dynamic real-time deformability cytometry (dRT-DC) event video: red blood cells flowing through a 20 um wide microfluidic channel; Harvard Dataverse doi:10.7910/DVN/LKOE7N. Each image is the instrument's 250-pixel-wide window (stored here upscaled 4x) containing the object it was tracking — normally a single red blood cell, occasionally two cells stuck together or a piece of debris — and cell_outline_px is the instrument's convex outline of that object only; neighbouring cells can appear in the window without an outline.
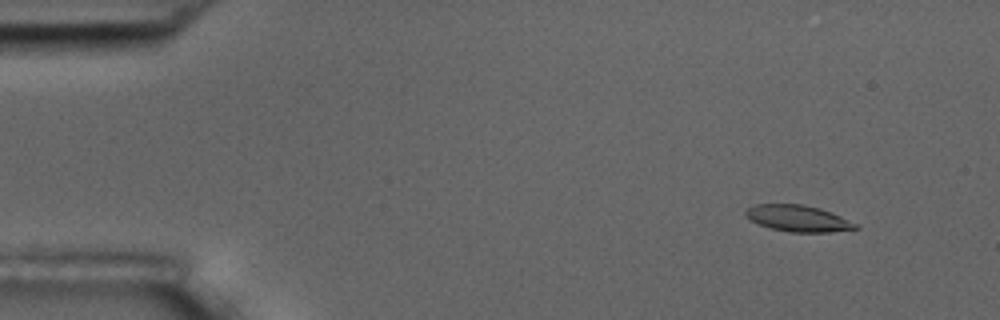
{"species": "common noctule bat (a hibernating species)", "species_latin": "Nyctalus noctula", "temperature_condition": "room temperature", "stored_images_in_passage": 5, "camera_frame_rate_fps": 3000, "um_per_image_px": 0.085, "animal": {"sex": "male", "body_mass_g": 17.5, "forearm_length_mm": 52.3}, "frame": {"image": 1, "passage_image": 2, "time_ms": 1.0, "image_size_px": [1000, 320], "cell_outline_px": [[860, 228], [828, 232], [788, 232], [772, 228], [748, 220], [744, 216], [744, 212], [748, 208], [756, 204], [804, 204], [820, 208], [832, 212], [856, 224]], "centroid_in_image_um": [67.8, 18.55], "position_along_channel_um": 17.2, "area_um2": 16.88}}
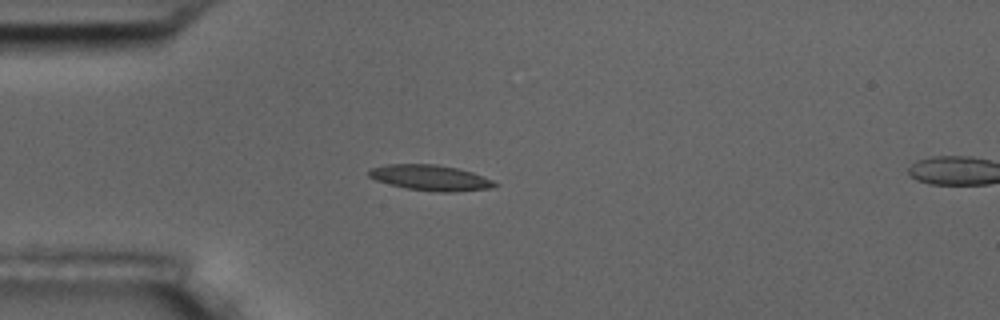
{"frame": {"image": 2, "passage_image": 4, "time_ms": 4.333, "image_size_px": [1000, 320], "cell_outline_px": [[500, 184], [496, 188], [452, 192], [440, 192], [408, 188], [376, 180], [368, 176], [368, 172], [372, 168], [388, 164], [436, 164], [456, 168], [472, 172], [484, 176]], "centroid_in_image_um": [36.66, 15.11], "position_along_channel_um": 48.3, "area_um2": 18.67}}